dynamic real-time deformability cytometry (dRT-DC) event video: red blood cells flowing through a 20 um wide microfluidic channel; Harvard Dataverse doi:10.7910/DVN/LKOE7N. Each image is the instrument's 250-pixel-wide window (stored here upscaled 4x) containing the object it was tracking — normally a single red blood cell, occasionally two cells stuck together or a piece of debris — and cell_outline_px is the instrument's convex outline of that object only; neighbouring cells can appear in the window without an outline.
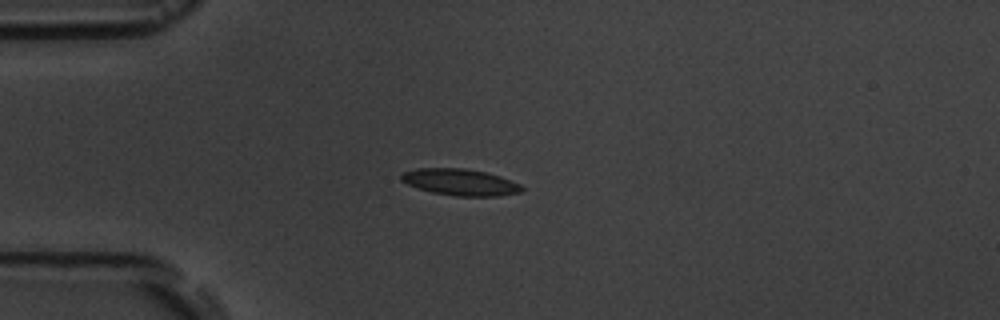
{"species": "common noctule bat (a hibernating species)", "species_latin": "Nyctalus noctula", "temperature_condition": "room temperature", "stored_images_in_passage": 5, "camera_frame_rate_fps": 3000, "um_per_image_px": 0.085, "animal": {"sex": "male", "body_mass_g": 19.5, "forearm_length_mm": 54.6}, "frame": {"image": 1, "passage_image": 4, "time_ms": 3.333, "image_size_px": [1000, 320], "cell_outline_px": [[524, 188], [520, 192], [500, 196], [456, 196], [432, 192], [408, 184], [400, 180], [400, 172], [416, 168], [464, 168], [484, 172], [500, 176], [520, 184]], "centroid_in_image_um": [39.09, 15.48], "position_along_channel_um": 45.9, "area_um2": 18.61}}